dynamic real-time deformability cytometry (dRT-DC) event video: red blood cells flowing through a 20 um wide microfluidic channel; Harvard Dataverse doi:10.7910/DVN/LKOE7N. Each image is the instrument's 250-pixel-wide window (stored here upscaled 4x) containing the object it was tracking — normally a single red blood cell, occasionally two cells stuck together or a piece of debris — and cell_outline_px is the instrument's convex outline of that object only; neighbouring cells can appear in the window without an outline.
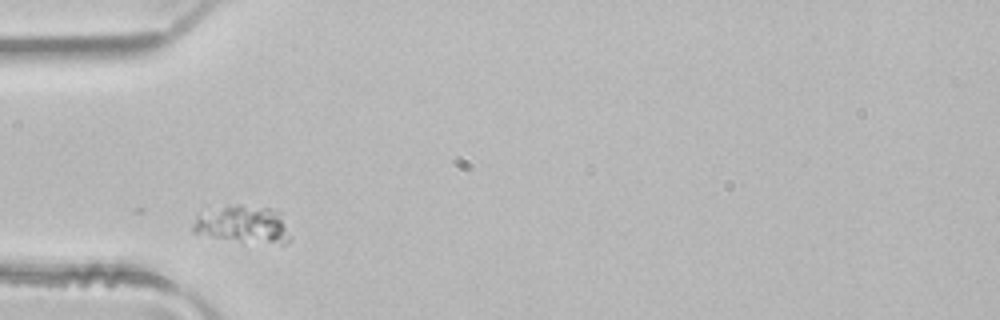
{"species": "common noctule bat (a hibernating species)", "species_latin": "Nyctalus noctula", "temperature_condition": "room temperature", "stored_images_in_passage": 8, "camera_frame_rate_fps": 3000, "um_per_image_px": 0.085, "animal": {"sex": "male", "body_mass_g": 21.5, "forearm_length_mm": 52.0}, "frame": {"image": 1, "passage_image": 5, "time_ms": 1.333, "image_size_px": [1000, 320], "cell_outline_px": [[288, 240], [284, 244], [244, 244], [192, 232], [192, 224], [196, 216], [236, 204], [240, 204], [272, 208], [280, 212]], "centroid_in_image_um": [20.65, 19.12], "position_along_channel_um": 64.4, "area_um2": 21.15}}
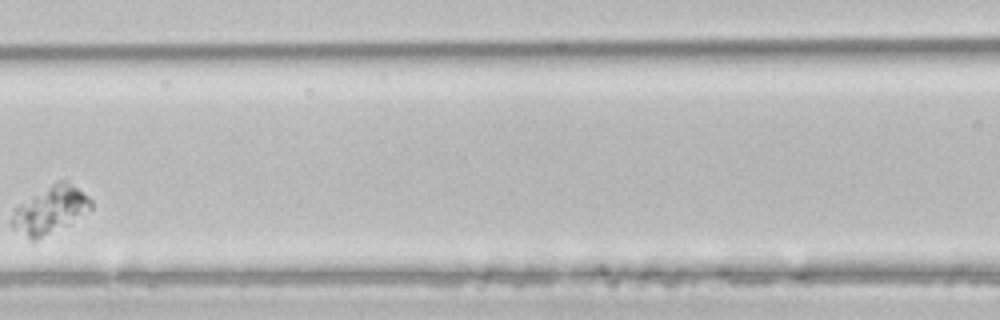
{"frame": {"image": 2, "passage_image": 7, "time_ms": 2.0, "image_size_px": [1000, 320], "cell_outline_px": [[92, 208], [32, 244], [12, 228], [12, 212], [20, 204], [56, 180], [68, 180], [88, 196], [92, 200]], "centroid_in_image_um": [4.22, 17.86], "position_along_channel_um": 162.4, "area_um2": 21.62}}